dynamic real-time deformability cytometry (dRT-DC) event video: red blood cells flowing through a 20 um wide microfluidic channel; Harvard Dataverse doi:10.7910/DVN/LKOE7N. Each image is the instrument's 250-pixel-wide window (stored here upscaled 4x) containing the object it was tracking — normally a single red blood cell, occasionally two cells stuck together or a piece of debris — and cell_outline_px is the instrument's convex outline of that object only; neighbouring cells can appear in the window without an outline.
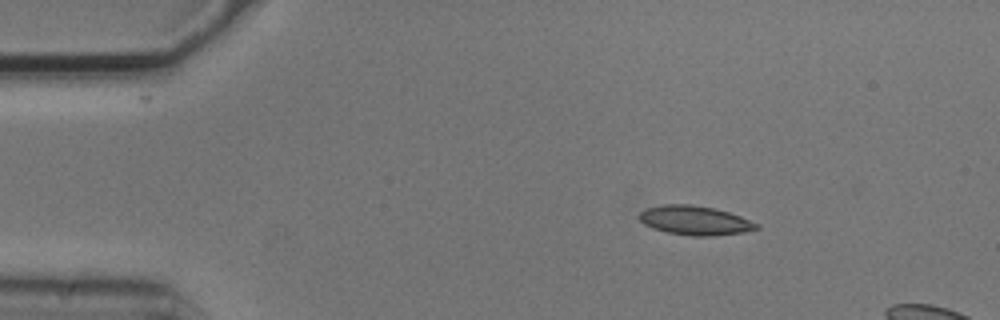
{"species": "common noctule bat (a hibernating species)", "species_latin": "Nyctalus noctula", "temperature_condition": "cold", "stored_images_in_passage": 3, "camera_frame_rate_fps": 3000, "um_per_image_px": 0.085, "animal": {"sex": "male", "body_mass_g": 20.5, "forearm_length_mm": 52.5}, "frame": {"image": 1, "passage_image": 1, "time_ms": 0.0, "image_size_px": [1000, 320], "cell_outline_px": [[760, 228], [744, 232], [712, 236], [692, 236], [668, 232], [652, 228], [644, 224], [640, 220], [640, 212], [644, 208], [664, 204], [692, 204], [716, 208], [740, 216], [760, 224]], "centroid_in_image_um": [59.08, 18.73], "position_along_channel_um": 25.9, "area_um2": 20.06}}